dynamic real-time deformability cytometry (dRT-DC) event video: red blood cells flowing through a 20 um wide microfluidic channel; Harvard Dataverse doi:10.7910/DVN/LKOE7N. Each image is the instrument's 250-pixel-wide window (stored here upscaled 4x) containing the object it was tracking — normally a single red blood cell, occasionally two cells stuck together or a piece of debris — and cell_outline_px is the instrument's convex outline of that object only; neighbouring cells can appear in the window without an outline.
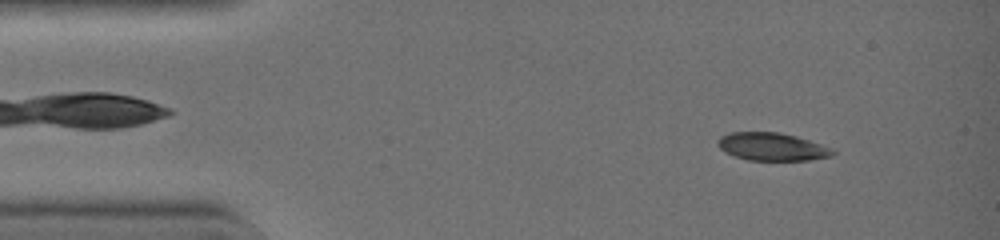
{"species": "common noctule bat (a hibernating species)", "species_latin": "Nyctalus noctula", "temperature_condition": "warm", "stored_images_in_passage": 42, "camera_frame_rate_fps": 3000, "um_per_image_px": 0.085, "animal": {"sex": "female", "body_mass_g": 19.0, "forearm_length_mm": 51.5}, "frame": {"image": 1, "passage_image": 4, "time_ms": 1.0, "image_size_px": [1000, 240], "cell_outline_px": [[836, 152], [832, 156], [812, 160], [748, 160], [724, 152], [716, 144], [716, 140], [720, 136], [732, 132], [780, 132], [796, 136], [832, 148]], "centroid_in_image_um": [65.61, 12.47], "position_along_channel_um": 19.4, "area_um2": 18.73}}
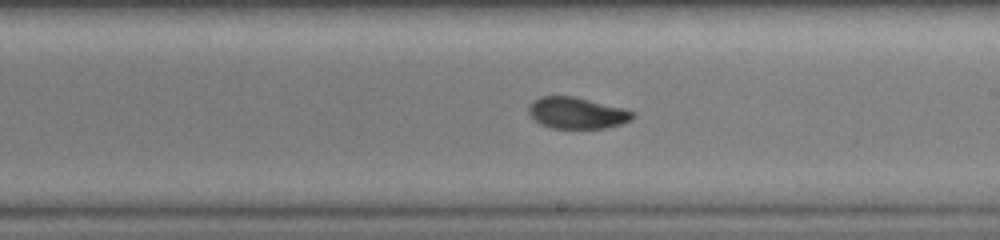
{"frame": {"image": 2, "passage_image": 24, "time_ms": 7.667, "image_size_px": [1000, 240], "cell_outline_px": [[636, 116], [632, 120], [608, 128], [552, 128], [540, 124], [528, 112], [528, 108], [540, 96], [576, 96], [620, 108], [632, 112]], "centroid_in_image_um": [49.04, 9.61], "position_along_channel_um": 240.0, "area_um2": 18.79}}
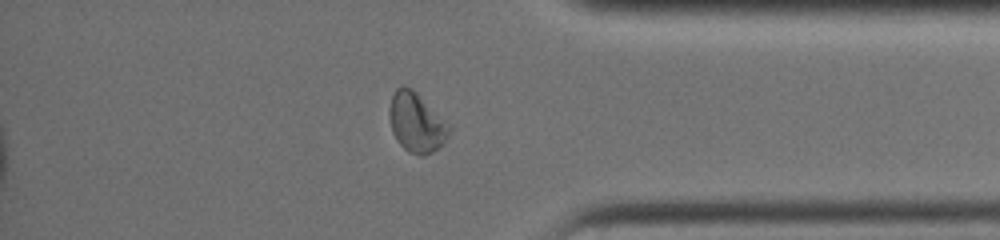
{"frame": {"image": 3, "passage_image": 35, "time_ms": 11.333, "image_size_px": [1000, 240], "cell_outline_px": [[452, 132], [444, 144], [440, 148], [424, 156], [420, 156], [408, 152], [396, 140], [392, 132], [388, 116], [388, 108], [392, 96], [396, 88], [404, 84], [412, 88], [452, 128]], "centroid_in_image_um": [35.38, 10.44], "position_along_channel_um": 399.8, "area_um2": 21.04}, "authors_computed_cell_mechanics": {"area_um2": 19.6809, "velocity_mm_per_s": 4.5016, "shape_relaxation_time_tau1_ms": 10.0025, "shape_relaxation_time_tau2_ms": null, "deformation_change_tau1": 0.2902, "deformation_change_tau2": null}}